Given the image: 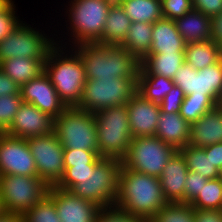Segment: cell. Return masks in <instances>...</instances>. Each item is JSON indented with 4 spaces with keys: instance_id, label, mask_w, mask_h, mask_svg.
<instances>
[{
    "instance_id": "1",
    "label": "cell",
    "mask_w": 222,
    "mask_h": 222,
    "mask_svg": "<svg viewBox=\"0 0 222 222\" xmlns=\"http://www.w3.org/2000/svg\"><path fill=\"white\" fill-rule=\"evenodd\" d=\"M167 203L158 177L121 166L116 207L150 221Z\"/></svg>"
},
{
    "instance_id": "2",
    "label": "cell",
    "mask_w": 222,
    "mask_h": 222,
    "mask_svg": "<svg viewBox=\"0 0 222 222\" xmlns=\"http://www.w3.org/2000/svg\"><path fill=\"white\" fill-rule=\"evenodd\" d=\"M81 56L86 79H138L141 62L120 45L84 43L73 47Z\"/></svg>"
},
{
    "instance_id": "3",
    "label": "cell",
    "mask_w": 222,
    "mask_h": 222,
    "mask_svg": "<svg viewBox=\"0 0 222 222\" xmlns=\"http://www.w3.org/2000/svg\"><path fill=\"white\" fill-rule=\"evenodd\" d=\"M44 71L65 106L77 107L86 82L80 54L73 47L56 43L47 54Z\"/></svg>"
},
{
    "instance_id": "4",
    "label": "cell",
    "mask_w": 222,
    "mask_h": 222,
    "mask_svg": "<svg viewBox=\"0 0 222 222\" xmlns=\"http://www.w3.org/2000/svg\"><path fill=\"white\" fill-rule=\"evenodd\" d=\"M113 3L112 0H69L67 4L69 7L66 5L67 9H64L66 10L65 16L68 17L65 20L67 33L61 34L64 36V40L61 39L63 36L58 37L55 34L56 43L64 44L63 46L66 47H74L84 43H98L102 39L108 11ZM65 34L66 37L70 36L69 39L65 37ZM65 40L68 42H64Z\"/></svg>"
},
{
    "instance_id": "5",
    "label": "cell",
    "mask_w": 222,
    "mask_h": 222,
    "mask_svg": "<svg viewBox=\"0 0 222 222\" xmlns=\"http://www.w3.org/2000/svg\"><path fill=\"white\" fill-rule=\"evenodd\" d=\"M99 155L122 160L132 140L127 105L105 108L94 113Z\"/></svg>"
},
{
    "instance_id": "6",
    "label": "cell",
    "mask_w": 222,
    "mask_h": 222,
    "mask_svg": "<svg viewBox=\"0 0 222 222\" xmlns=\"http://www.w3.org/2000/svg\"><path fill=\"white\" fill-rule=\"evenodd\" d=\"M53 131L64 149L98 151L94 113L67 107L54 119Z\"/></svg>"
},
{
    "instance_id": "7",
    "label": "cell",
    "mask_w": 222,
    "mask_h": 222,
    "mask_svg": "<svg viewBox=\"0 0 222 222\" xmlns=\"http://www.w3.org/2000/svg\"><path fill=\"white\" fill-rule=\"evenodd\" d=\"M121 166L119 159L103 158L81 183L75 184L69 191L100 208L113 206L117 198Z\"/></svg>"
},
{
    "instance_id": "8",
    "label": "cell",
    "mask_w": 222,
    "mask_h": 222,
    "mask_svg": "<svg viewBox=\"0 0 222 222\" xmlns=\"http://www.w3.org/2000/svg\"><path fill=\"white\" fill-rule=\"evenodd\" d=\"M138 79H86L83 95L77 108L96 113L99 110L126 105L137 93Z\"/></svg>"
},
{
    "instance_id": "9",
    "label": "cell",
    "mask_w": 222,
    "mask_h": 222,
    "mask_svg": "<svg viewBox=\"0 0 222 222\" xmlns=\"http://www.w3.org/2000/svg\"><path fill=\"white\" fill-rule=\"evenodd\" d=\"M177 151L157 136L134 137L121 163L127 169L159 178Z\"/></svg>"
},
{
    "instance_id": "10",
    "label": "cell",
    "mask_w": 222,
    "mask_h": 222,
    "mask_svg": "<svg viewBox=\"0 0 222 222\" xmlns=\"http://www.w3.org/2000/svg\"><path fill=\"white\" fill-rule=\"evenodd\" d=\"M48 189L39 176L0 175V201L4 212L23 215L46 196Z\"/></svg>"
},
{
    "instance_id": "11",
    "label": "cell",
    "mask_w": 222,
    "mask_h": 222,
    "mask_svg": "<svg viewBox=\"0 0 222 222\" xmlns=\"http://www.w3.org/2000/svg\"><path fill=\"white\" fill-rule=\"evenodd\" d=\"M41 30L22 21L0 41V63L9 58L46 59L48 52L56 44V39L53 38L55 33L50 37Z\"/></svg>"
},
{
    "instance_id": "12",
    "label": "cell",
    "mask_w": 222,
    "mask_h": 222,
    "mask_svg": "<svg viewBox=\"0 0 222 222\" xmlns=\"http://www.w3.org/2000/svg\"><path fill=\"white\" fill-rule=\"evenodd\" d=\"M36 163L38 176L48 185L55 186L64 175V148L53 132L27 139Z\"/></svg>"
},
{
    "instance_id": "13",
    "label": "cell",
    "mask_w": 222,
    "mask_h": 222,
    "mask_svg": "<svg viewBox=\"0 0 222 222\" xmlns=\"http://www.w3.org/2000/svg\"><path fill=\"white\" fill-rule=\"evenodd\" d=\"M172 80L185 96L212 97L219 103L222 96V58L199 71L184 62Z\"/></svg>"
},
{
    "instance_id": "14",
    "label": "cell",
    "mask_w": 222,
    "mask_h": 222,
    "mask_svg": "<svg viewBox=\"0 0 222 222\" xmlns=\"http://www.w3.org/2000/svg\"><path fill=\"white\" fill-rule=\"evenodd\" d=\"M0 175L38 176L27 139L0 133Z\"/></svg>"
},
{
    "instance_id": "15",
    "label": "cell",
    "mask_w": 222,
    "mask_h": 222,
    "mask_svg": "<svg viewBox=\"0 0 222 222\" xmlns=\"http://www.w3.org/2000/svg\"><path fill=\"white\" fill-rule=\"evenodd\" d=\"M20 94L23 102L33 104L53 119L58 118L67 108L60 100L57 91L45 71L38 77L22 85L20 87Z\"/></svg>"
},
{
    "instance_id": "16",
    "label": "cell",
    "mask_w": 222,
    "mask_h": 222,
    "mask_svg": "<svg viewBox=\"0 0 222 222\" xmlns=\"http://www.w3.org/2000/svg\"><path fill=\"white\" fill-rule=\"evenodd\" d=\"M47 194L54 200L61 222H95L100 210L95 203L55 186H49Z\"/></svg>"
},
{
    "instance_id": "17",
    "label": "cell",
    "mask_w": 222,
    "mask_h": 222,
    "mask_svg": "<svg viewBox=\"0 0 222 222\" xmlns=\"http://www.w3.org/2000/svg\"><path fill=\"white\" fill-rule=\"evenodd\" d=\"M54 119L31 103L23 102L5 134L22 139L53 132Z\"/></svg>"
},
{
    "instance_id": "18",
    "label": "cell",
    "mask_w": 222,
    "mask_h": 222,
    "mask_svg": "<svg viewBox=\"0 0 222 222\" xmlns=\"http://www.w3.org/2000/svg\"><path fill=\"white\" fill-rule=\"evenodd\" d=\"M126 105L132 137L155 136L160 117L159 104L137 92Z\"/></svg>"
},
{
    "instance_id": "19",
    "label": "cell",
    "mask_w": 222,
    "mask_h": 222,
    "mask_svg": "<svg viewBox=\"0 0 222 222\" xmlns=\"http://www.w3.org/2000/svg\"><path fill=\"white\" fill-rule=\"evenodd\" d=\"M188 167L182 154L177 151L165 165L161 176V188L168 203H184V187Z\"/></svg>"
},
{
    "instance_id": "20",
    "label": "cell",
    "mask_w": 222,
    "mask_h": 222,
    "mask_svg": "<svg viewBox=\"0 0 222 222\" xmlns=\"http://www.w3.org/2000/svg\"><path fill=\"white\" fill-rule=\"evenodd\" d=\"M222 142V108L217 105L190 124L188 145L203 148Z\"/></svg>"
},
{
    "instance_id": "21",
    "label": "cell",
    "mask_w": 222,
    "mask_h": 222,
    "mask_svg": "<svg viewBox=\"0 0 222 222\" xmlns=\"http://www.w3.org/2000/svg\"><path fill=\"white\" fill-rule=\"evenodd\" d=\"M186 44L174 20L162 18L153 23L149 54L184 52Z\"/></svg>"
},
{
    "instance_id": "22",
    "label": "cell",
    "mask_w": 222,
    "mask_h": 222,
    "mask_svg": "<svg viewBox=\"0 0 222 222\" xmlns=\"http://www.w3.org/2000/svg\"><path fill=\"white\" fill-rule=\"evenodd\" d=\"M155 136L179 150L189 143L190 124L180 113L160 112Z\"/></svg>"
},
{
    "instance_id": "23",
    "label": "cell",
    "mask_w": 222,
    "mask_h": 222,
    "mask_svg": "<svg viewBox=\"0 0 222 222\" xmlns=\"http://www.w3.org/2000/svg\"><path fill=\"white\" fill-rule=\"evenodd\" d=\"M174 22L186 43L211 40V17L200 11L193 9Z\"/></svg>"
},
{
    "instance_id": "24",
    "label": "cell",
    "mask_w": 222,
    "mask_h": 222,
    "mask_svg": "<svg viewBox=\"0 0 222 222\" xmlns=\"http://www.w3.org/2000/svg\"><path fill=\"white\" fill-rule=\"evenodd\" d=\"M132 21L119 3H113L108 11L100 45H120L131 26Z\"/></svg>"
},
{
    "instance_id": "25",
    "label": "cell",
    "mask_w": 222,
    "mask_h": 222,
    "mask_svg": "<svg viewBox=\"0 0 222 222\" xmlns=\"http://www.w3.org/2000/svg\"><path fill=\"white\" fill-rule=\"evenodd\" d=\"M46 59L9 58L0 63V69L19 87L44 72Z\"/></svg>"
},
{
    "instance_id": "26",
    "label": "cell",
    "mask_w": 222,
    "mask_h": 222,
    "mask_svg": "<svg viewBox=\"0 0 222 222\" xmlns=\"http://www.w3.org/2000/svg\"><path fill=\"white\" fill-rule=\"evenodd\" d=\"M184 62V52L149 54L141 62L140 70L145 75H162L173 79Z\"/></svg>"
},
{
    "instance_id": "27",
    "label": "cell",
    "mask_w": 222,
    "mask_h": 222,
    "mask_svg": "<svg viewBox=\"0 0 222 222\" xmlns=\"http://www.w3.org/2000/svg\"><path fill=\"white\" fill-rule=\"evenodd\" d=\"M153 23L132 22L124 41L120 46L126 48L142 62L150 52Z\"/></svg>"
},
{
    "instance_id": "28",
    "label": "cell",
    "mask_w": 222,
    "mask_h": 222,
    "mask_svg": "<svg viewBox=\"0 0 222 222\" xmlns=\"http://www.w3.org/2000/svg\"><path fill=\"white\" fill-rule=\"evenodd\" d=\"M184 53L185 62L197 71L217 63L222 58L219 44L212 40L187 43Z\"/></svg>"
},
{
    "instance_id": "29",
    "label": "cell",
    "mask_w": 222,
    "mask_h": 222,
    "mask_svg": "<svg viewBox=\"0 0 222 222\" xmlns=\"http://www.w3.org/2000/svg\"><path fill=\"white\" fill-rule=\"evenodd\" d=\"M118 3L132 22L155 23L163 18L161 0H121Z\"/></svg>"
},
{
    "instance_id": "30",
    "label": "cell",
    "mask_w": 222,
    "mask_h": 222,
    "mask_svg": "<svg viewBox=\"0 0 222 222\" xmlns=\"http://www.w3.org/2000/svg\"><path fill=\"white\" fill-rule=\"evenodd\" d=\"M174 85L173 80L165 76L145 75L139 71L137 92L151 102L160 104Z\"/></svg>"
},
{
    "instance_id": "31",
    "label": "cell",
    "mask_w": 222,
    "mask_h": 222,
    "mask_svg": "<svg viewBox=\"0 0 222 222\" xmlns=\"http://www.w3.org/2000/svg\"><path fill=\"white\" fill-rule=\"evenodd\" d=\"M178 151L184 157L188 170L200 173L208 180L219 178V169L206 156L204 148L186 145Z\"/></svg>"
},
{
    "instance_id": "32",
    "label": "cell",
    "mask_w": 222,
    "mask_h": 222,
    "mask_svg": "<svg viewBox=\"0 0 222 222\" xmlns=\"http://www.w3.org/2000/svg\"><path fill=\"white\" fill-rule=\"evenodd\" d=\"M194 209L222 210V182L219 178L209 179L190 204Z\"/></svg>"
},
{
    "instance_id": "33",
    "label": "cell",
    "mask_w": 222,
    "mask_h": 222,
    "mask_svg": "<svg viewBox=\"0 0 222 222\" xmlns=\"http://www.w3.org/2000/svg\"><path fill=\"white\" fill-rule=\"evenodd\" d=\"M149 222H195V209L188 203H167Z\"/></svg>"
},
{
    "instance_id": "34",
    "label": "cell",
    "mask_w": 222,
    "mask_h": 222,
    "mask_svg": "<svg viewBox=\"0 0 222 222\" xmlns=\"http://www.w3.org/2000/svg\"><path fill=\"white\" fill-rule=\"evenodd\" d=\"M217 105L218 103L212 97L185 96L180 108V116L191 124Z\"/></svg>"
},
{
    "instance_id": "35",
    "label": "cell",
    "mask_w": 222,
    "mask_h": 222,
    "mask_svg": "<svg viewBox=\"0 0 222 222\" xmlns=\"http://www.w3.org/2000/svg\"><path fill=\"white\" fill-rule=\"evenodd\" d=\"M23 217L24 222H61L54 200L48 194L24 213Z\"/></svg>"
},
{
    "instance_id": "36",
    "label": "cell",
    "mask_w": 222,
    "mask_h": 222,
    "mask_svg": "<svg viewBox=\"0 0 222 222\" xmlns=\"http://www.w3.org/2000/svg\"><path fill=\"white\" fill-rule=\"evenodd\" d=\"M22 103L21 94L0 97V133H4L11 126Z\"/></svg>"
},
{
    "instance_id": "37",
    "label": "cell",
    "mask_w": 222,
    "mask_h": 222,
    "mask_svg": "<svg viewBox=\"0 0 222 222\" xmlns=\"http://www.w3.org/2000/svg\"><path fill=\"white\" fill-rule=\"evenodd\" d=\"M103 157L99 151L64 149V165L72 167L74 165H97Z\"/></svg>"
},
{
    "instance_id": "38",
    "label": "cell",
    "mask_w": 222,
    "mask_h": 222,
    "mask_svg": "<svg viewBox=\"0 0 222 222\" xmlns=\"http://www.w3.org/2000/svg\"><path fill=\"white\" fill-rule=\"evenodd\" d=\"M95 222H149L148 220L134 216L133 214L116 207L115 205L100 208Z\"/></svg>"
},
{
    "instance_id": "39",
    "label": "cell",
    "mask_w": 222,
    "mask_h": 222,
    "mask_svg": "<svg viewBox=\"0 0 222 222\" xmlns=\"http://www.w3.org/2000/svg\"><path fill=\"white\" fill-rule=\"evenodd\" d=\"M96 165H74L64 168V175L55 185L57 188L70 190L75 184L81 183Z\"/></svg>"
},
{
    "instance_id": "40",
    "label": "cell",
    "mask_w": 222,
    "mask_h": 222,
    "mask_svg": "<svg viewBox=\"0 0 222 222\" xmlns=\"http://www.w3.org/2000/svg\"><path fill=\"white\" fill-rule=\"evenodd\" d=\"M11 0L3 9L0 10V41L8 36L17 26L22 23L16 15V5ZM16 10V11H15Z\"/></svg>"
},
{
    "instance_id": "41",
    "label": "cell",
    "mask_w": 222,
    "mask_h": 222,
    "mask_svg": "<svg viewBox=\"0 0 222 222\" xmlns=\"http://www.w3.org/2000/svg\"><path fill=\"white\" fill-rule=\"evenodd\" d=\"M163 18L175 20L192 11L193 0H161Z\"/></svg>"
},
{
    "instance_id": "42",
    "label": "cell",
    "mask_w": 222,
    "mask_h": 222,
    "mask_svg": "<svg viewBox=\"0 0 222 222\" xmlns=\"http://www.w3.org/2000/svg\"><path fill=\"white\" fill-rule=\"evenodd\" d=\"M207 181L208 179L204 178L200 173L188 170L184 187V203L191 204Z\"/></svg>"
},
{
    "instance_id": "43",
    "label": "cell",
    "mask_w": 222,
    "mask_h": 222,
    "mask_svg": "<svg viewBox=\"0 0 222 222\" xmlns=\"http://www.w3.org/2000/svg\"><path fill=\"white\" fill-rule=\"evenodd\" d=\"M185 94L183 90L174 85L172 90L163 98L160 106V112H168V113H180V108L183 103V99Z\"/></svg>"
},
{
    "instance_id": "44",
    "label": "cell",
    "mask_w": 222,
    "mask_h": 222,
    "mask_svg": "<svg viewBox=\"0 0 222 222\" xmlns=\"http://www.w3.org/2000/svg\"><path fill=\"white\" fill-rule=\"evenodd\" d=\"M193 7L212 18L222 12V0H193Z\"/></svg>"
},
{
    "instance_id": "45",
    "label": "cell",
    "mask_w": 222,
    "mask_h": 222,
    "mask_svg": "<svg viewBox=\"0 0 222 222\" xmlns=\"http://www.w3.org/2000/svg\"><path fill=\"white\" fill-rule=\"evenodd\" d=\"M12 94H20V87L0 69V97Z\"/></svg>"
},
{
    "instance_id": "46",
    "label": "cell",
    "mask_w": 222,
    "mask_h": 222,
    "mask_svg": "<svg viewBox=\"0 0 222 222\" xmlns=\"http://www.w3.org/2000/svg\"><path fill=\"white\" fill-rule=\"evenodd\" d=\"M195 222H222V210L195 209Z\"/></svg>"
},
{
    "instance_id": "47",
    "label": "cell",
    "mask_w": 222,
    "mask_h": 222,
    "mask_svg": "<svg viewBox=\"0 0 222 222\" xmlns=\"http://www.w3.org/2000/svg\"><path fill=\"white\" fill-rule=\"evenodd\" d=\"M203 148L205 149L206 156H209L213 165L220 170L222 167V142L208 145Z\"/></svg>"
},
{
    "instance_id": "48",
    "label": "cell",
    "mask_w": 222,
    "mask_h": 222,
    "mask_svg": "<svg viewBox=\"0 0 222 222\" xmlns=\"http://www.w3.org/2000/svg\"><path fill=\"white\" fill-rule=\"evenodd\" d=\"M211 40L218 43L222 39V12L211 18Z\"/></svg>"
},
{
    "instance_id": "49",
    "label": "cell",
    "mask_w": 222,
    "mask_h": 222,
    "mask_svg": "<svg viewBox=\"0 0 222 222\" xmlns=\"http://www.w3.org/2000/svg\"><path fill=\"white\" fill-rule=\"evenodd\" d=\"M0 222H24L22 214L2 212L0 213Z\"/></svg>"
},
{
    "instance_id": "50",
    "label": "cell",
    "mask_w": 222,
    "mask_h": 222,
    "mask_svg": "<svg viewBox=\"0 0 222 222\" xmlns=\"http://www.w3.org/2000/svg\"><path fill=\"white\" fill-rule=\"evenodd\" d=\"M11 0H0V10L3 9Z\"/></svg>"
},
{
    "instance_id": "51",
    "label": "cell",
    "mask_w": 222,
    "mask_h": 222,
    "mask_svg": "<svg viewBox=\"0 0 222 222\" xmlns=\"http://www.w3.org/2000/svg\"><path fill=\"white\" fill-rule=\"evenodd\" d=\"M218 44H219L220 53H221V56H222V39L218 42Z\"/></svg>"
},
{
    "instance_id": "52",
    "label": "cell",
    "mask_w": 222,
    "mask_h": 222,
    "mask_svg": "<svg viewBox=\"0 0 222 222\" xmlns=\"http://www.w3.org/2000/svg\"><path fill=\"white\" fill-rule=\"evenodd\" d=\"M219 179H220L221 182H222V167H221V169L219 170Z\"/></svg>"
},
{
    "instance_id": "53",
    "label": "cell",
    "mask_w": 222,
    "mask_h": 222,
    "mask_svg": "<svg viewBox=\"0 0 222 222\" xmlns=\"http://www.w3.org/2000/svg\"><path fill=\"white\" fill-rule=\"evenodd\" d=\"M218 105L222 108V96H221V99H220Z\"/></svg>"
},
{
    "instance_id": "54",
    "label": "cell",
    "mask_w": 222,
    "mask_h": 222,
    "mask_svg": "<svg viewBox=\"0 0 222 222\" xmlns=\"http://www.w3.org/2000/svg\"><path fill=\"white\" fill-rule=\"evenodd\" d=\"M4 210H3V208H2V206H1V201H0V213H2Z\"/></svg>"
},
{
    "instance_id": "55",
    "label": "cell",
    "mask_w": 222,
    "mask_h": 222,
    "mask_svg": "<svg viewBox=\"0 0 222 222\" xmlns=\"http://www.w3.org/2000/svg\"><path fill=\"white\" fill-rule=\"evenodd\" d=\"M114 3H118L120 2L121 0H112Z\"/></svg>"
}]
</instances>
